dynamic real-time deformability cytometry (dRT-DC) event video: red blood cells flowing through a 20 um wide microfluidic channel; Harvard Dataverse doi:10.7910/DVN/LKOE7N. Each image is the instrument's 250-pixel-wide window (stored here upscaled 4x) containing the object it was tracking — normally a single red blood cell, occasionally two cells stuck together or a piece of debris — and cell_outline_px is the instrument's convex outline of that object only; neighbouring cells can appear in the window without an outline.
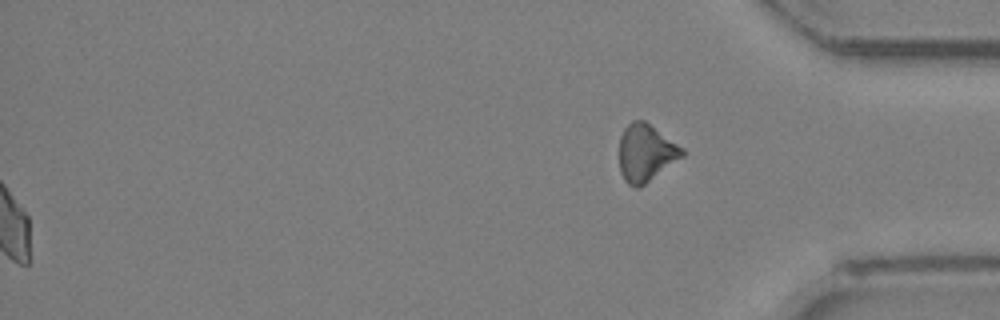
{"species": "Egyptian fruit bat (a non-hibernating species)", "species_latin": "Rousettus aegyptiacus", "temperature_condition": "room temperature", "stored_images_in_passage": 27, "segment_of_instrument_passage": [2, 2], "camera_frame_rate_fps": 3000, "um_per_image_px": 0.085, "animal": {"sex": "female"}, "frame": {"image": 1, "passage_image": 27, "time_ms": 8.667, "image_size_px": [1000, 320], "cell_outline_px": [[684, 156], [644, 184], [636, 188], [628, 184], [624, 180], [620, 172], [620, 136], [624, 128], [632, 120], [644, 120], [684, 148]], "centroid_in_image_um": [54.89, 12.98], "position_along_channel_um": 380.3, "area_um2": 20.87}}